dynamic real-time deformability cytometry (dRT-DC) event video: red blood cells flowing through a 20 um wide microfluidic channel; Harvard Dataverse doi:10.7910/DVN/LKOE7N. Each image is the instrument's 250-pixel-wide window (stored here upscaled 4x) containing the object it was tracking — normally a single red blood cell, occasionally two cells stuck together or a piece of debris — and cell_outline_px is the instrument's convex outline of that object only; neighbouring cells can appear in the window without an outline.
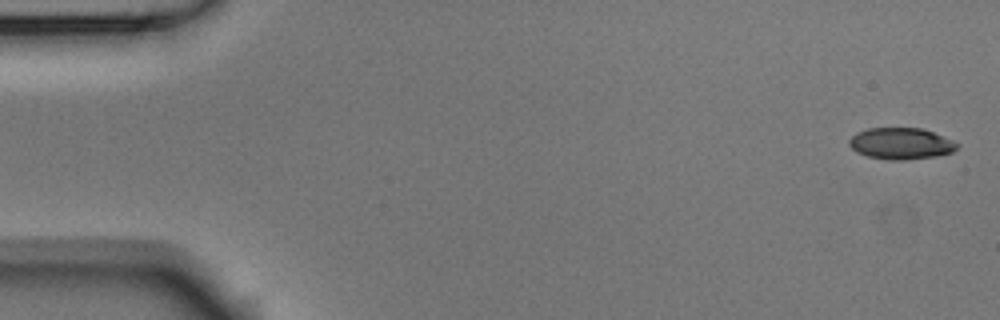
{"species": "Egyptian fruit bat (a non-hibernating species)", "species_latin": "Rousettus aegyptiacus", "temperature_condition": "room temperature", "stored_images_in_passage": 4, "camera_frame_rate_fps": 3000, "um_per_image_px": 0.085, "animal": {"sex": "male"}, "frame": {"image": 1, "passage_image": 1, "time_ms": 0.0, "image_size_px": [1000, 320], "cell_outline_px": [[960, 144], [952, 152], [936, 156], [904, 160], [888, 160], [868, 156], [856, 152], [848, 144], [848, 140], [856, 132], [868, 128], [924, 128]], "centroid_in_image_um": [76.55, 12.2], "position_along_channel_um": 8.4, "area_um2": 19.83}}
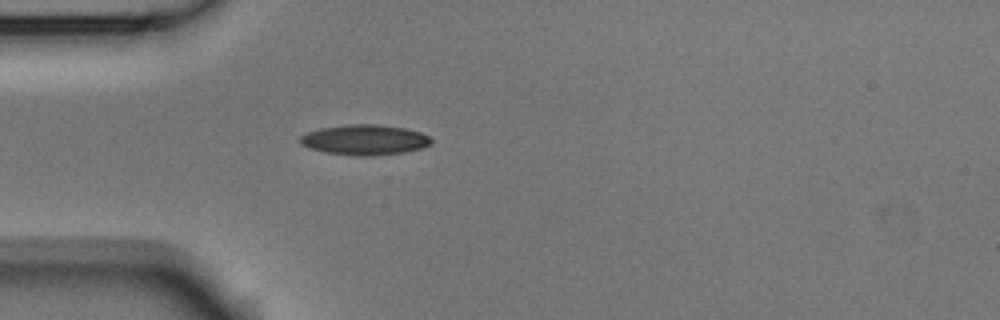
{"frame": {"image": 2, "passage_image": 4, "time_ms": 1.0, "image_size_px": [1000, 320], "cell_outline_px": [[432, 144], [424, 148], [404, 152], [372, 156], [356, 156], [328, 152], [308, 148], [300, 144], [300, 136], [308, 132], [320, 128], [348, 124], [376, 124], [404, 128], [420, 132], [428, 136], [432, 140]], "centroid_in_image_um": [31.01, 11.89], "position_along_channel_um": 54.0, "area_um2": 23.18}}